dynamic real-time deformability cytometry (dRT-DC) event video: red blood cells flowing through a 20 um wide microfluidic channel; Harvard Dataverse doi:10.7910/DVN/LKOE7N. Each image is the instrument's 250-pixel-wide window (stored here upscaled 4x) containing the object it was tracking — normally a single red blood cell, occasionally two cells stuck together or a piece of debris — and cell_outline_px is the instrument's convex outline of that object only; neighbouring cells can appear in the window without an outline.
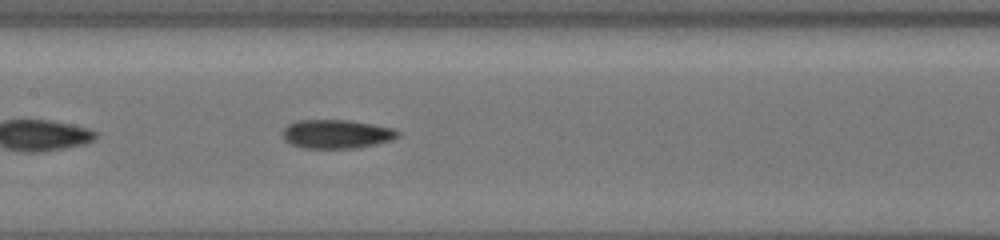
{"species": "common noctule bat (a hibernating species)", "species_latin": "Nyctalus noctula", "temperature_condition": "cold", "stored_images_in_passage": 35, "camera_frame_rate_fps": 3000, "um_per_image_px": 0.085, "animal": {"sex": "female", "body_mass_g": 19.5, "forearm_length_mm": 54.1}, "frame": {"image": 1, "passage_image": 11, "time_ms": 3.333, "image_size_px": [1000, 240], "cell_outline_px": [[400, 136], [392, 140], [376, 144], [356, 148], [304, 148], [292, 144], [284, 140], [280, 132], [288, 124], [296, 120], [348, 120], [372, 124], [392, 128], [400, 132]], "centroid_in_image_um": [28.58, 11.39], "position_along_channel_um": 178.8, "area_um2": 19.48}, "authors_computed_cell_mechanics": {"area_um2": 18.4382, "velocity_mm_per_s": 3.9513, "shape_relaxation_time_tau1_ms": null, "shape_relaxation_time_tau2_ms": 5.1892, "deformation_change_tau1": null, "deformation_change_tau2": 0.1393}}